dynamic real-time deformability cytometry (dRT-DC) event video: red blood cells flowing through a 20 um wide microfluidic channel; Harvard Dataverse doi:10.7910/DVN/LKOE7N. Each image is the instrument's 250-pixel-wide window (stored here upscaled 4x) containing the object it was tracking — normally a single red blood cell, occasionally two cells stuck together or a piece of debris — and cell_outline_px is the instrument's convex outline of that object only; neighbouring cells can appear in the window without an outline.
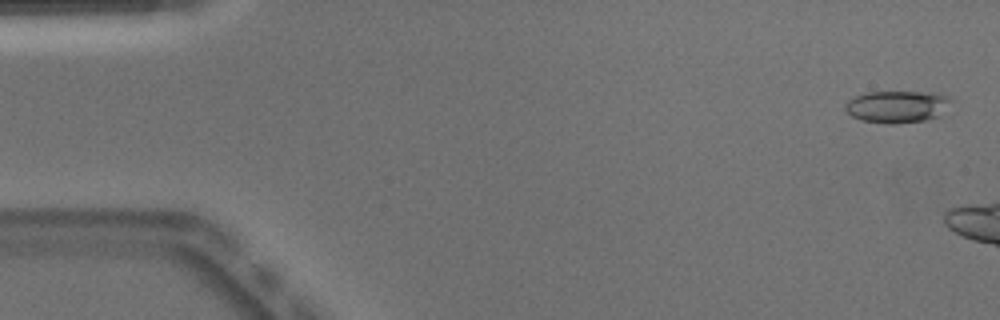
{"species": "Egyptian fruit bat (a non-hibernating species)", "species_latin": "Rousettus aegyptiacus", "temperature_condition": "warm", "stored_images_in_passage": 7, "camera_frame_rate_fps": 3000, "um_per_image_px": 0.085, "animal": {"sex": "male"}, "frame": {"image": 1, "passage_image": 2, "time_ms": 0.333, "image_size_px": [1000, 320], "cell_outline_px": [[956, 100], [940, 116], [924, 120], [896, 124], [888, 124], [860, 120], [852, 116], [844, 108], [844, 104], [848, 100], [856, 96], [868, 92], [940, 92], [952, 96]], "centroid_in_image_um": [76.36, 9.05], "position_along_channel_um": 8.6, "area_um2": 20.35}}